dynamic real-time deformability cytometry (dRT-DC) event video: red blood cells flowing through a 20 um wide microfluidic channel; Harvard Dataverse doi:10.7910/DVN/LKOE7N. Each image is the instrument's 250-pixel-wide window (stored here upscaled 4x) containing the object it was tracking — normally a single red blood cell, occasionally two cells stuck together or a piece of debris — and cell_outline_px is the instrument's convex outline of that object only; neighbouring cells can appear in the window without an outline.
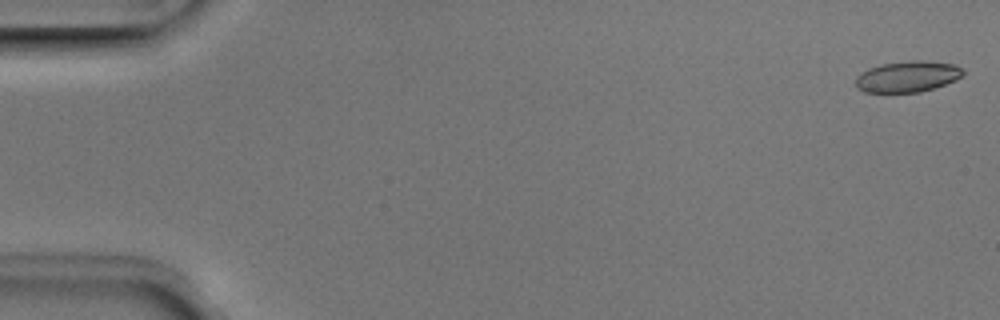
{"species": "Egyptian fruit bat (a non-hibernating species)", "species_latin": "Rousettus aegyptiacus", "temperature_condition": "room temperature", "stored_images_in_passage": 18, "camera_frame_rate_fps": 3000, "um_per_image_px": 0.085, "animal": {"sex": "male"}, "frame": {"image": 1, "passage_image": 1, "time_ms": 0.0, "image_size_px": [1000, 320], "cell_outline_px": [[964, 72], [956, 80], [920, 92], [864, 92], [856, 88], [856, 76], [868, 68], [880, 64], [912, 60], [924, 60], [956, 64], [964, 68]], "centroid_in_image_um": [77.14, 6.49], "position_along_channel_um": 7.9, "area_um2": 19.54}}
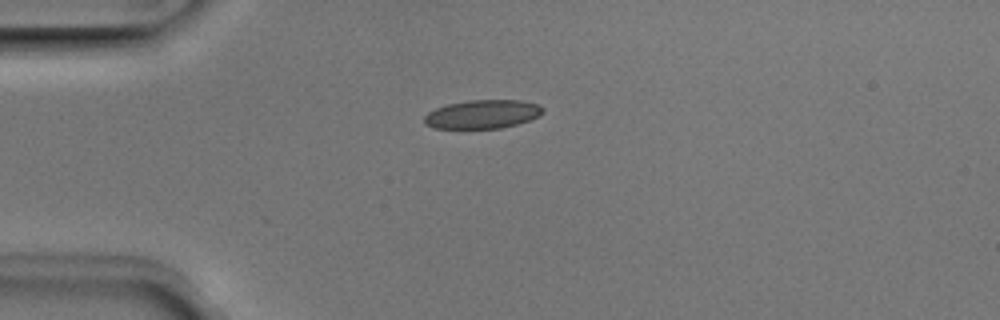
{"frame": {"image": 2, "passage_image": 13, "time_ms": 4.0, "image_size_px": [1000, 320], "cell_outline_px": [[544, 112], [528, 120], [516, 124], [500, 128], [432, 128], [424, 124], [424, 116], [428, 112], [436, 108], [448, 104], [468, 100], [520, 100], [536, 104], [544, 108]], "centroid_in_image_um": [40.97, 9.7], "position_along_channel_um": 44.0, "area_um2": 19.65}}
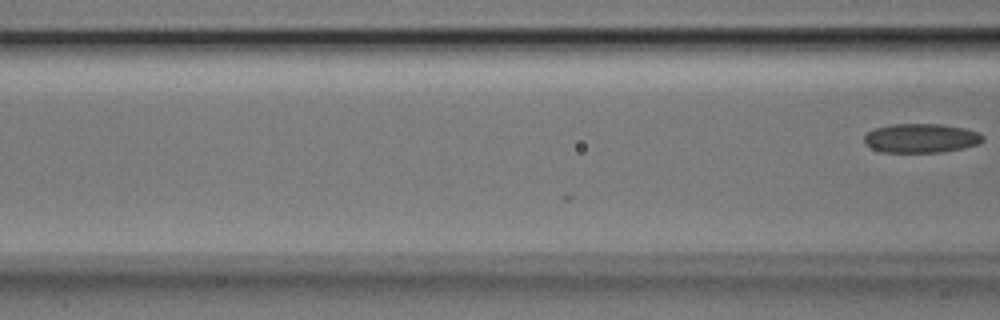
{"frame": {"image": 3, "passage_image": 18, "time_ms": 5.667, "image_size_px": [1000, 320], "cell_outline_px": [[984, 140], [976, 144], [960, 148], [940, 152], [884, 152], [872, 148], [864, 144], [864, 136], [868, 132], [876, 128], [888, 124], [940, 124], [964, 128], [976, 132], [984, 136]], "centroid_in_image_um": [78.24, 11.74], "position_along_channel_um": 88.4, "area_um2": 19.94}}